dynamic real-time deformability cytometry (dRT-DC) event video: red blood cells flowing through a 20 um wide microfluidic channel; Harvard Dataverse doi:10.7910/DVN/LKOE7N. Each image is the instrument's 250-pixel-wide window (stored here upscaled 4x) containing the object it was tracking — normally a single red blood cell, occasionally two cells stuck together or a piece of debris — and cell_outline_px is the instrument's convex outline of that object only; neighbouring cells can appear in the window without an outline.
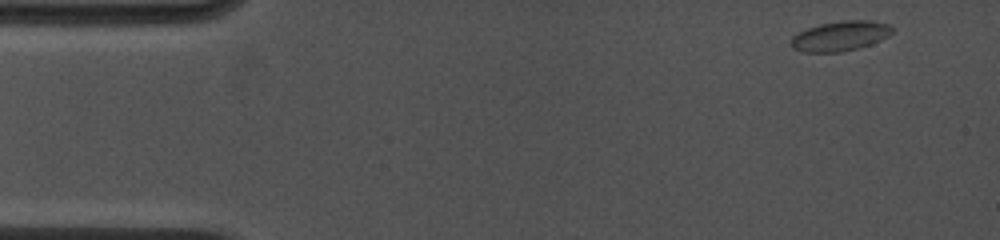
{"species": "common noctule bat (a hibernating species)", "species_latin": "Nyctalus noctula", "temperature_condition": "cold", "stored_images_in_passage": 36, "camera_frame_rate_fps": 4500, "um_per_image_px": 0.085, "animal": {"sex": "female", "body_mass_g": 19.0, "forearm_length_mm": 53.3}, "frame": {"image": 1, "passage_image": 1, "time_ms": 0.0, "image_size_px": [1000, 240], "cell_outline_px": [[892, 32], [888, 36], [872, 44], [860, 48], [840, 52], [804, 52], [792, 48], [792, 36], [808, 28], [820, 24], [844, 20], [872, 20], [888, 24], [892, 28]], "centroid_in_image_um": [71.45, 3.06], "position_along_channel_um": 13.6, "area_um2": 17.57}}
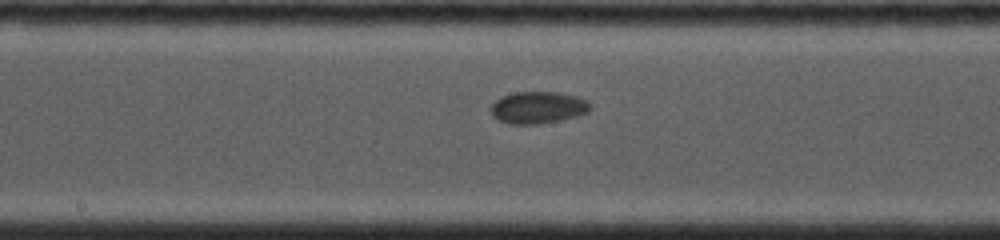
{"frame": {"image": 2, "passage_image": 16, "time_ms": 7.778, "image_size_px": [1000, 240], "cell_outline_px": [[592, 108], [588, 112], [576, 116], [540, 124], [508, 124], [492, 116], [492, 104], [496, 100], [504, 96], [516, 92], [556, 92], [576, 96], [588, 100], [592, 104]], "centroid_in_image_um": [45.77, 9.14], "position_along_channel_um": 202.4, "area_um2": 18.44}}
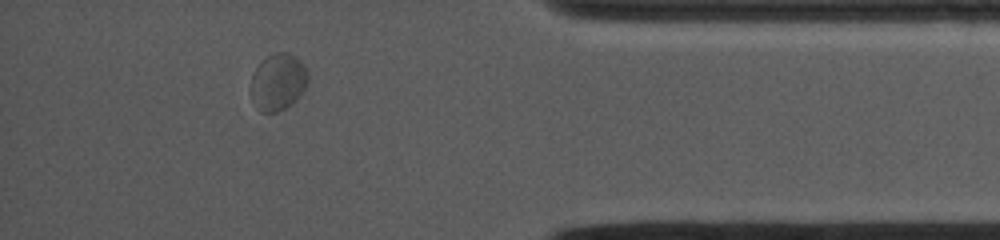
{"frame": {"image": 3, "passage_image": 31, "time_ms": 13.778, "image_size_px": [1000, 240], "cell_outline_px": [[308, 84], [304, 92], [292, 104], [276, 112], [260, 112], [252, 100], [252, 72], [260, 60], [272, 52], [288, 52], [296, 56], [304, 64], [308, 72]], "centroid_in_image_um": [23.65, 6.93], "position_along_channel_um": 411.5, "area_um2": 19.36}, "authors_computed_cell_mechanics": {"area_um2": 17.7157, "velocity_mm_per_s": 3.7779, "shape_relaxation_time_tau1_ms": 1.5434, "shape_relaxation_time_tau2_ms": 1.4399, "deformation_change_tau1": 0.0476, "deformation_change_tau2": 0.0279}}